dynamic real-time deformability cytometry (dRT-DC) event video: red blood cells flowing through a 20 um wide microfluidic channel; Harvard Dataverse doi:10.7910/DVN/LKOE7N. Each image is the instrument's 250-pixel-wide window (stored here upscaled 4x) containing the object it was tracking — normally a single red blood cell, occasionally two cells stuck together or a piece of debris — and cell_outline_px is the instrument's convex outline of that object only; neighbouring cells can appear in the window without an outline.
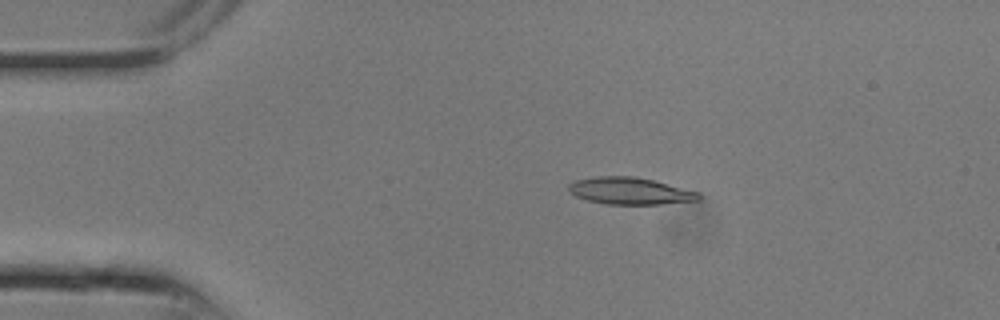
{"species": "common noctule bat (a hibernating species)", "species_latin": "Nyctalus noctula", "temperature_condition": "room temperature", "stored_images_in_passage": 7, "camera_frame_rate_fps": 3000, "um_per_image_px": 0.085, "animal": {"sex": "male", "body_mass_g": 13.3}, "frame": {"image": 1, "passage_image": 3, "time_ms": 0.667, "image_size_px": [1000, 320], "cell_outline_px": [[676, 200], [644, 204], [632, 204], [600, 200], [596, 180], [644, 180], [660, 184], [672, 188]], "centroid_in_image_um": [53.9, 16.3], "position_along_channel_um": 31.1, "area_um2": 11.39}}
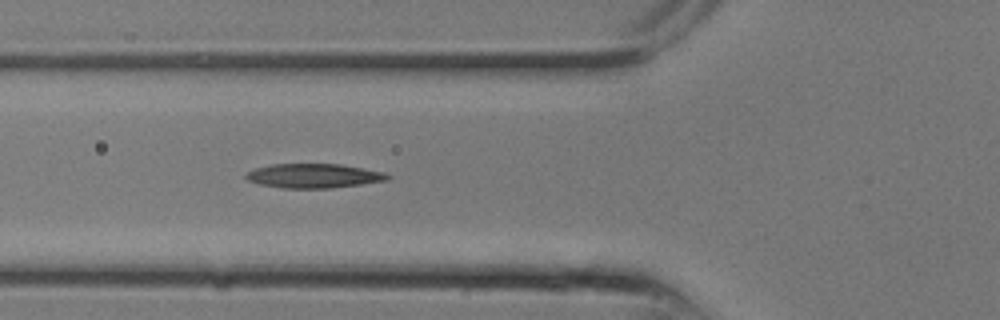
{"frame": {"image": 2, "passage_image": 7, "time_ms": 2.0, "image_size_px": [1000, 320], "cell_outline_px": [[380, 176], [368, 180], [344, 184], [280, 184], [292, 164], [320, 164], [352, 168], [368, 172]], "centroid_in_image_um": [27.58, 14.86], "position_along_channel_um": 98.2, "area_um2": 10.69}}